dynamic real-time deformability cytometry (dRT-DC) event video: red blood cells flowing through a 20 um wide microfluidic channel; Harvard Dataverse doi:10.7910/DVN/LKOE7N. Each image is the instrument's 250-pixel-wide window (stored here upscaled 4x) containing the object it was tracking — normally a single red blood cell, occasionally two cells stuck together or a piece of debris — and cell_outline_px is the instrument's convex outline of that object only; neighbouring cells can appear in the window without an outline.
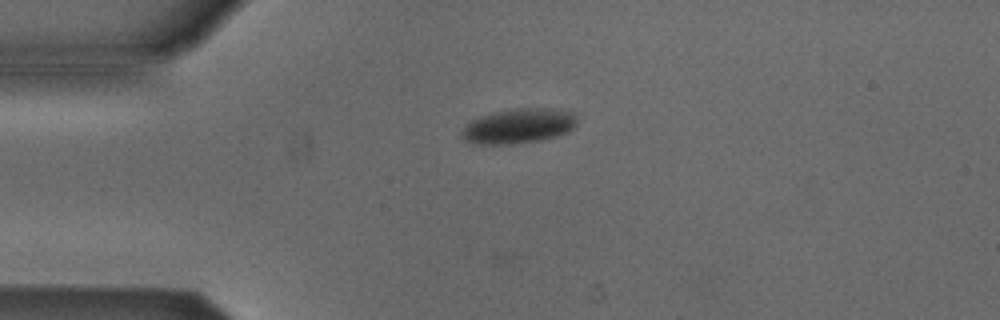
{"species": "Egyptian fruit bat (a non-hibernating species)", "species_latin": "Rousettus aegyptiacus", "temperature_condition": "cold", "stored_images_in_passage": 2, "camera_frame_rate_fps": 3000, "um_per_image_px": 0.085, "animal": {"sex": "male"}, "frame": {"image": 1, "passage_image": 1, "time_ms": 0.0, "image_size_px": [1000, 320], "cell_outline_px": [[576, 124], [568, 132], [556, 136], [540, 140], [512, 144], [480, 144], [468, 140], [464, 136], [464, 128], [472, 120], [480, 116], [512, 108], [560, 108], [572, 112], [576, 116]], "centroid_in_image_um": [44.17, 10.69], "position_along_channel_um": 40.8, "area_um2": 23.12}}